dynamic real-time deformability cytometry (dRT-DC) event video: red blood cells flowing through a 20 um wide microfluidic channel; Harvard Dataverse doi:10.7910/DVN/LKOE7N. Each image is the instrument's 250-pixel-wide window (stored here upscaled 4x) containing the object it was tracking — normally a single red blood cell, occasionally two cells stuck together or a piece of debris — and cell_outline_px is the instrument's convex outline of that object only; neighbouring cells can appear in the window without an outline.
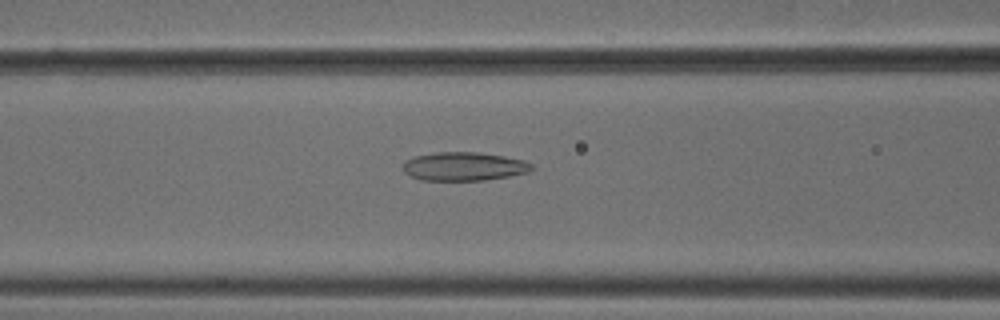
{"species": "common noctule bat (a hibernating species)", "species_latin": "Nyctalus noctula", "temperature_condition": "cold", "stored_images_in_passage": 53, "camera_frame_rate_fps": 3000, "um_per_image_px": 0.085, "animal": {"sex": "male", "body_mass_g": 18.8}, "frame": {"image": 1, "passage_image": 22, "time_ms": 7.0, "image_size_px": [1000, 320], "cell_outline_px": [[532, 168], [528, 172], [508, 176], [484, 180], [420, 180], [404, 172], [404, 160], [412, 156], [436, 152], [476, 152], [504, 156], [524, 160], [532, 164]], "centroid_in_image_um": [39.4, 14.13], "position_along_channel_um": 127.2, "area_um2": 21.39}}
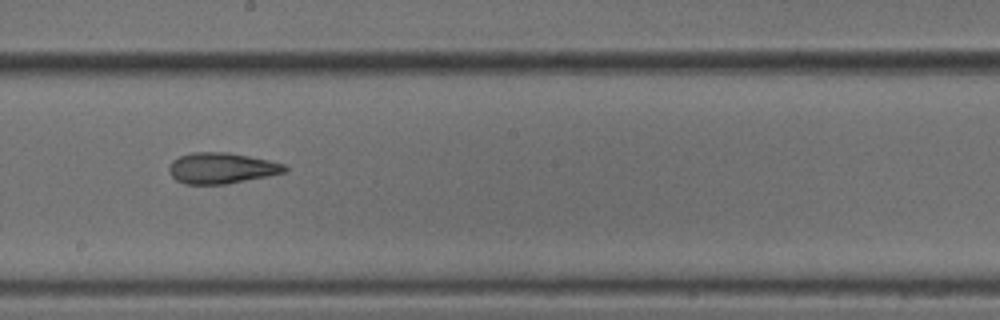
{"frame": {"image": 2, "passage_image": 30, "time_ms": 9.667, "image_size_px": [1000, 320], "cell_outline_px": [[288, 172], [268, 176], [224, 184], [184, 184], [176, 180], [168, 172], [168, 164], [172, 160], [180, 156], [192, 152], [228, 152], [268, 160], [284, 164], [288, 168]], "centroid_in_image_um": [18.81, 14.29], "position_along_channel_um": 229.4, "area_um2": 20.92}}
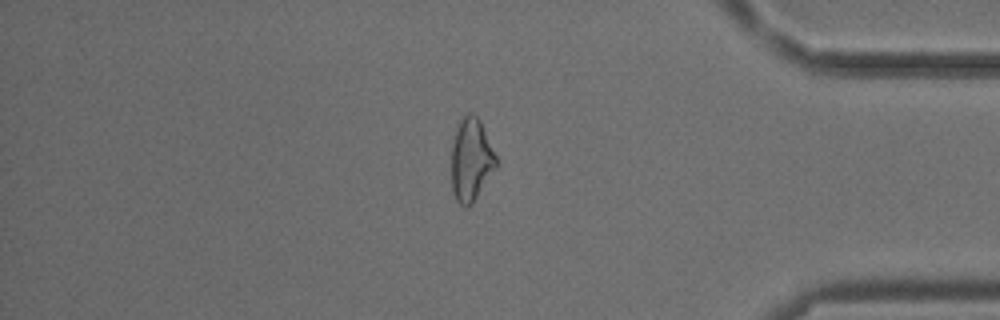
{"frame": {"image": 3, "passage_image": 45, "time_ms": 14.667, "image_size_px": [1000, 320], "cell_outline_px": [[496, 168], [472, 204], [468, 208], [464, 208], [456, 200], [452, 192], [452, 144], [456, 128], [460, 120], [468, 112], [472, 112], [480, 120], [496, 156]], "centroid_in_image_um": [40.03, 13.6], "position_along_channel_um": 395.2, "area_um2": 21.56}, "authors_computed_cell_mechanics": {"area_um2": 22.4842, "velocity_mm_per_s": 3.8309, "shape_relaxation_time_tau1_ms": 10.2063, "shape_relaxation_time_tau2_ms": 2.7644, "deformation_change_tau1": 0.203, "deformation_change_tau2": 0.1112}}